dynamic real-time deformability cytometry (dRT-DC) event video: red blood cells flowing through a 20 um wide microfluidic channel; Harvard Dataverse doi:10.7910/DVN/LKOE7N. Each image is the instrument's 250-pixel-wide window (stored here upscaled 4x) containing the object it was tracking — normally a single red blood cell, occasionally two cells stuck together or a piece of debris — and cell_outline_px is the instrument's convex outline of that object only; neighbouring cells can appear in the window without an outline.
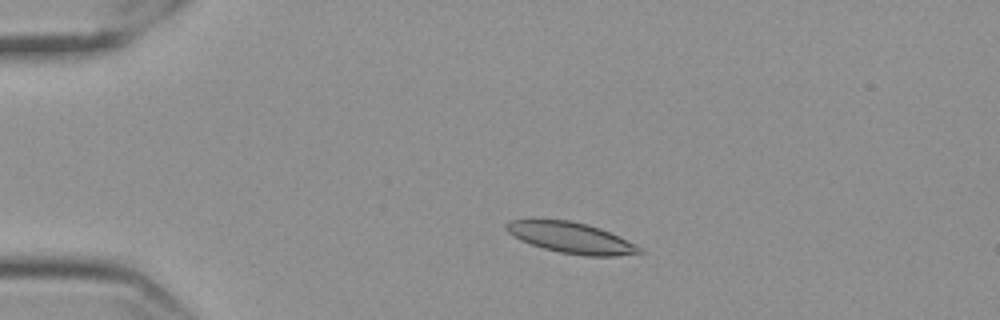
{"species": "Egyptian fruit bat (a non-hibernating species)", "species_latin": "Rousettus aegyptiacus", "temperature_condition": "cold", "stored_images_in_passage": 34, "camera_frame_rate_fps": 3000, "um_per_image_px": 0.085, "frame": {"image": 1, "passage_image": 1, "time_ms": 0.0, "image_size_px": [1000, 320], "cell_outline_px": [[644, 252], [616, 256], [584, 256], [560, 252], [544, 248], [520, 240], [508, 232], [504, 228], [504, 224], [512, 220], [568, 220], [588, 224], [600, 228], [636, 244]], "centroid_in_image_um": [48.54, 20.21], "position_along_channel_um": 36.5, "area_um2": 23.7}}
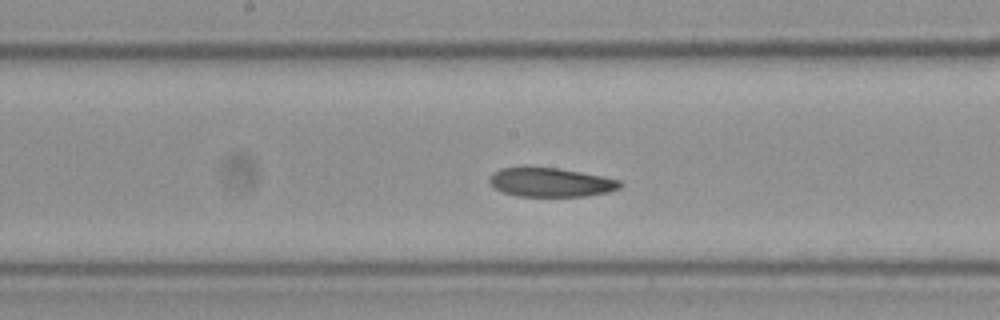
{"frame": {"image": 2, "passage_image": 19, "time_ms": 6.0, "image_size_px": [1000, 320], "cell_outline_px": [[624, 184], [620, 188], [608, 192], [584, 196], [516, 196], [500, 192], [488, 180], [492, 172], [500, 168], [560, 168], [620, 180]], "centroid_in_image_um": [46.81, 15.51], "position_along_channel_um": 201.4, "area_um2": 21.91}}
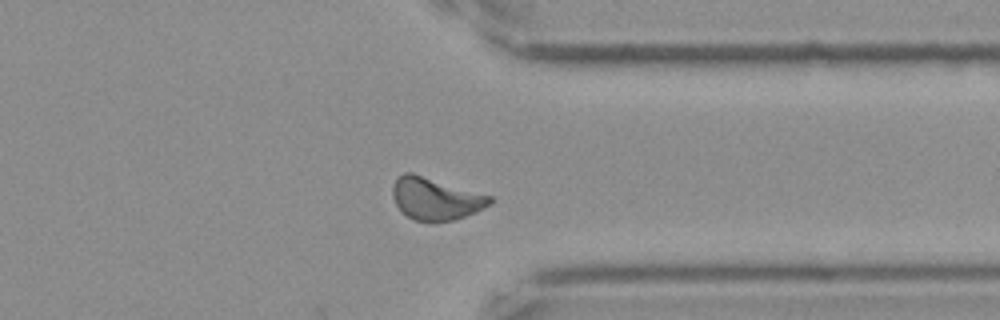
{"frame": {"image": 3, "passage_image": 34, "time_ms": 11.0, "image_size_px": [1000, 320], "cell_outline_px": [[492, 204], [476, 212], [456, 220], [436, 224], [432, 224], [416, 220], [408, 216], [396, 204], [392, 196], [392, 188], [396, 176], [404, 172], [412, 172], [492, 196]], "centroid_in_image_um": [37.03, 16.91], "position_along_channel_um": 374.4, "area_um2": 24.45}, "authors_computed_cell_mechanics": {"area_um2": 22.8599, "velocity_mm_per_s": 3.4956, "shape_relaxation_time_tau1_ms": null, "shape_relaxation_time_tau2_ms": 4.3041, "deformation_change_tau1": null, "deformation_change_tau2": 0.0841}}